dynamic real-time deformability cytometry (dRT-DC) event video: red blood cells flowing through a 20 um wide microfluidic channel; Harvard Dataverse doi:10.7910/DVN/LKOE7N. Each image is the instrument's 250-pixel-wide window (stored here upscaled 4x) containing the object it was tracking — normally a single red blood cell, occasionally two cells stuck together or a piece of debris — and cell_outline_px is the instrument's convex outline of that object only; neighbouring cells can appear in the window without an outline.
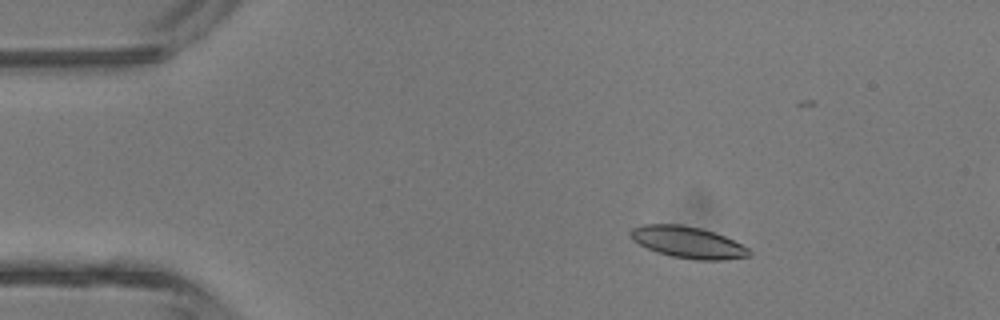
{"species": "common noctule bat (a hibernating species)", "species_latin": "Nyctalus noctula", "temperature_condition": "room temperature", "stored_images_in_passage": 4, "camera_frame_rate_fps": 3000, "um_per_image_px": 0.085, "animal": {"sex": "male", "body_mass_g": 13.3}, "frame": {"image": 1, "passage_image": 2, "time_ms": 1.333, "image_size_px": [1000, 320], "cell_outline_px": [[752, 252], [748, 256], [724, 260], [696, 260], [672, 256], [656, 252], [632, 240], [628, 236], [628, 232], [632, 228], [640, 224], [680, 224], [700, 228], [724, 236], [748, 248]], "centroid_in_image_um": [58.41, 20.59], "position_along_channel_um": 26.6, "area_um2": 21.79}}